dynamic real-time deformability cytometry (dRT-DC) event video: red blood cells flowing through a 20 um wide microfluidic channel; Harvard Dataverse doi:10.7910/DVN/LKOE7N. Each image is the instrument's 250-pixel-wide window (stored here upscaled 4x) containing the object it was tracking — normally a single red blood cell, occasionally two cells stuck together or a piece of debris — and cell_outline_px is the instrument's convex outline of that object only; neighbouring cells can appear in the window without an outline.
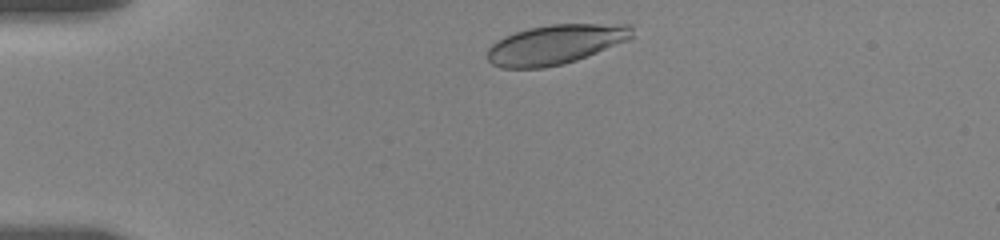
{"species": "human", "species_latin": "Homo sapiens", "temperature_condition": "room temperature", "stored_images_in_passage": 5, "camera_frame_rate_fps": 3000, "um_per_image_px": 0.085, "donor": {"sex": "female"}, "frame": {"image": 1, "passage_image": 1, "time_ms": 0.0, "image_size_px": [1000, 240], "cell_outline_px": [[632, 36], [628, 40], [576, 60], [564, 64], [544, 68], [500, 68], [492, 64], [488, 60], [488, 48], [496, 40], [504, 36], [528, 28], [552, 24], [632, 24]], "centroid_in_image_um": [47.19, 3.78], "position_along_channel_um": 37.8, "area_um2": 33.35}}
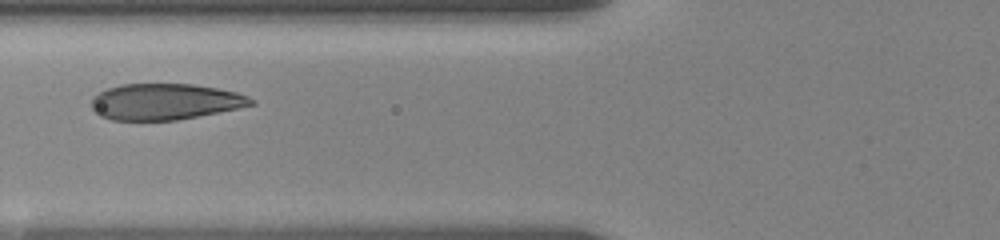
{"frame": {"image": 2, "passage_image": 4, "time_ms": 3.333, "image_size_px": [1000, 240], "cell_outline_px": [[256, 104], [176, 120], [112, 120], [100, 116], [92, 108], [92, 96], [108, 88], [120, 84], [192, 84], [216, 88], [236, 92], [248, 96], [256, 100]], "centroid_in_image_um": [14.01, 8.64], "position_along_channel_um": 111.8, "area_um2": 33.41}}
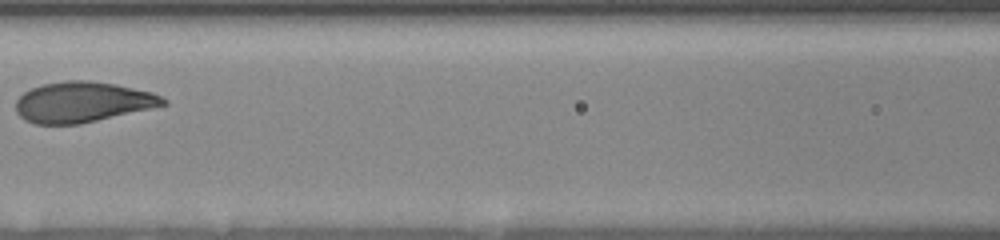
{"frame": {"image": 3, "passage_image": 5, "time_ms": 4.667, "image_size_px": [1000, 240], "cell_outline_px": [[168, 104], [80, 124], [36, 124], [24, 120], [16, 112], [16, 100], [24, 92], [40, 84], [64, 80], [88, 80], [116, 84], [152, 92], [168, 100]], "centroid_in_image_um": [6.99, 8.66], "position_along_channel_um": 159.6, "area_um2": 34.8}}